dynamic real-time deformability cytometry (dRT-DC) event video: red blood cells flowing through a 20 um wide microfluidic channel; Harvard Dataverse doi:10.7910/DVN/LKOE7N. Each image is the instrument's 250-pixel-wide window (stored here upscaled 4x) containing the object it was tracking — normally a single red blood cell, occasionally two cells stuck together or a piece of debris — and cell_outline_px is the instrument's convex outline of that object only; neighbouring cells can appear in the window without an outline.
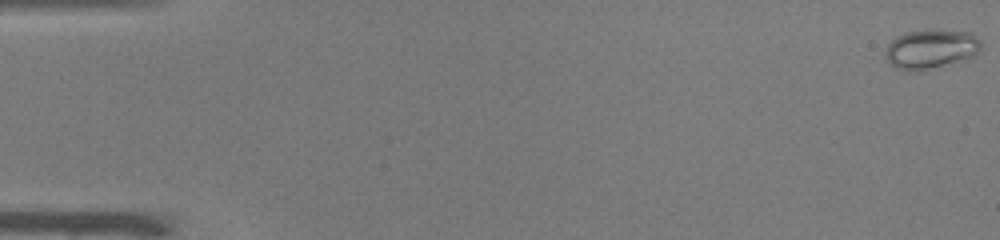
{"species": "common noctule bat (a hibernating species)", "species_latin": "Nyctalus noctula", "temperature_condition": "warm", "stored_images_in_passage": 52, "camera_frame_rate_fps": 3000, "um_per_image_px": 0.085, "animal": {"sex": "male", "body_mass_g": 19.0, "forearm_length_mm": 50.8}, "frame": {"image": 1, "passage_image": 1, "time_ms": 0.0, "image_size_px": [1000, 240], "cell_outline_px": [[980, 48], [976, 52], [968, 56], [956, 60], [924, 68], [896, 68], [888, 64], [884, 56], [884, 52], [888, 44], [896, 36], [908, 32], [972, 32], [980, 40]], "centroid_in_image_um": [79.03, 4.14], "position_along_channel_um": 6.0, "area_um2": 20.17}}
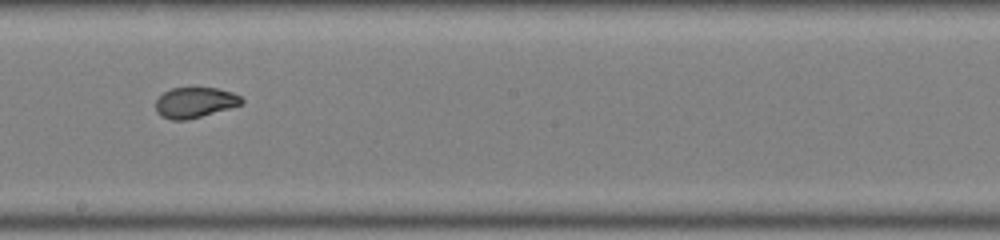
{"frame": {"image": 2, "passage_image": 30, "time_ms": 9.667, "image_size_px": [1000, 240], "cell_outline_px": [[244, 104], [200, 116], [184, 120], [172, 120], [160, 116], [156, 112], [156, 100], [164, 92], [172, 88], [216, 88], [232, 92], [240, 96], [244, 100]], "centroid_in_image_um": [16.57, 8.71], "position_along_channel_um": 231.6, "area_um2": 15.14}}
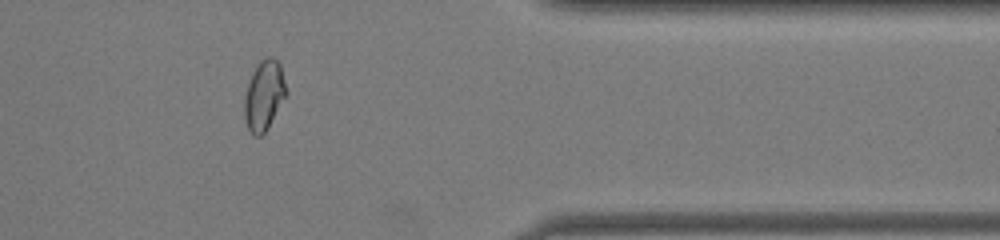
{"frame": {"image": 3, "passage_image": 43, "time_ms": 14.0, "image_size_px": [1000, 240], "cell_outline_px": [[288, 92], [268, 128], [260, 136], [256, 136], [248, 128], [244, 116], [244, 96], [252, 72], [256, 64], [260, 60], [268, 56], [272, 56], [280, 64]], "centroid_in_image_um": [22.45, 8.07], "position_along_channel_um": 389.0, "area_um2": 17.05}}